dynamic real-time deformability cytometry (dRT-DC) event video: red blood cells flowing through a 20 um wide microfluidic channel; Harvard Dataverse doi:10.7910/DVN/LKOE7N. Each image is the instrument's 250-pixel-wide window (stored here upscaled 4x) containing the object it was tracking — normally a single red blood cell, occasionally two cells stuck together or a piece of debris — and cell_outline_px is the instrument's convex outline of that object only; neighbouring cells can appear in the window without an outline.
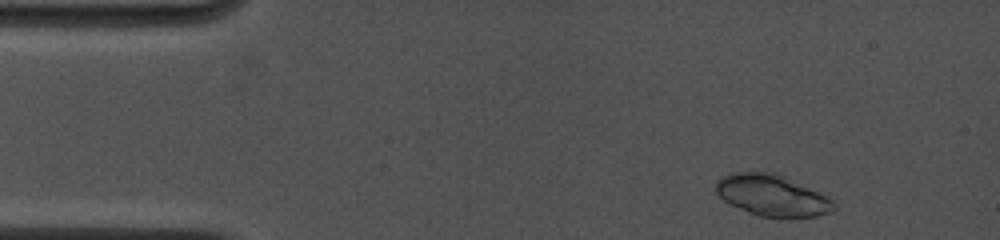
{"species": "common noctule bat (a hibernating species)", "species_latin": "Nyctalus noctula", "temperature_condition": "cold", "stored_images_in_passage": 10, "camera_frame_rate_fps": 4500, "um_per_image_px": 0.085, "animal": {"sex": "female", "body_mass_g": 19.0, "forearm_length_mm": 53.3}, "frame": {"image": 1, "passage_image": 2, "time_ms": 0.444, "image_size_px": [1000, 240], "cell_outline_px": [[836, 208], [828, 212], [816, 216], [756, 216], [728, 204], [716, 192], [716, 184], [724, 176], [732, 172], [776, 172], [832, 200], [836, 204]], "centroid_in_image_um": [65.58, 16.6], "position_along_channel_um": 19.4, "area_um2": 27.74}}